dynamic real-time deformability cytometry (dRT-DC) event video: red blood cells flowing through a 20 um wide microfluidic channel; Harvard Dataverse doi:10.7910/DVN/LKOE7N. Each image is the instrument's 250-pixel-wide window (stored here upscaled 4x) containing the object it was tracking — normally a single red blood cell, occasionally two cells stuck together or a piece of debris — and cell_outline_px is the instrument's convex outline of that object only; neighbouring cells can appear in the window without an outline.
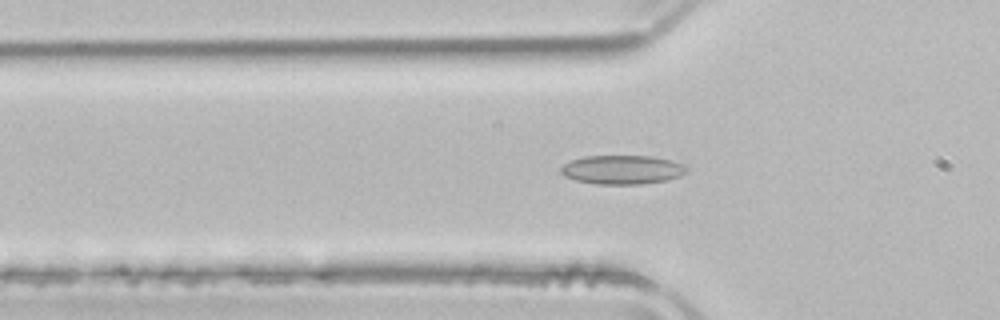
{"species": "common noctule bat (a hibernating species)", "species_latin": "Nyctalus noctula", "temperature_condition": "room temperature", "stored_images_in_passage": 50, "camera_frame_rate_fps": 3000, "um_per_image_px": 0.085, "animal": {"sex": "male", "body_mass_g": 21.5, "forearm_length_mm": 52.0}, "frame": {"image": 1, "passage_image": 16, "time_ms": 5.0, "image_size_px": [1000, 320], "cell_outline_px": [[688, 172], [680, 176], [664, 180], [640, 184], [596, 184], [576, 180], [564, 176], [560, 172], [560, 168], [564, 164], [572, 160], [584, 156], [652, 156], [672, 160], [684, 164], [688, 168]], "centroid_in_image_um": [52.9, 14.42], "position_along_channel_um": 72.9, "area_um2": 21.27}}
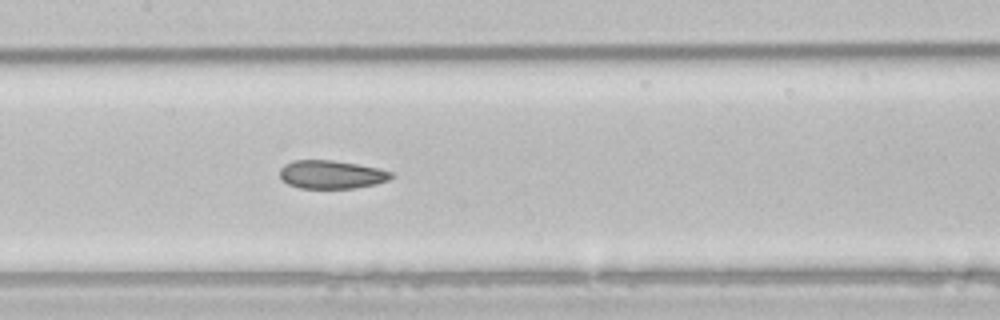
{"frame": {"image": 2, "passage_image": 24, "time_ms": 7.667, "image_size_px": [1000, 320], "cell_outline_px": [[396, 176], [388, 180], [376, 184], [356, 188], [300, 188], [288, 184], [280, 176], [280, 168], [284, 164], [292, 160], [332, 160], [356, 164], [376, 168], [392, 172]], "centroid_in_image_um": [28.18, 14.83], "position_along_channel_um": 179.2, "area_um2": 18.38}}
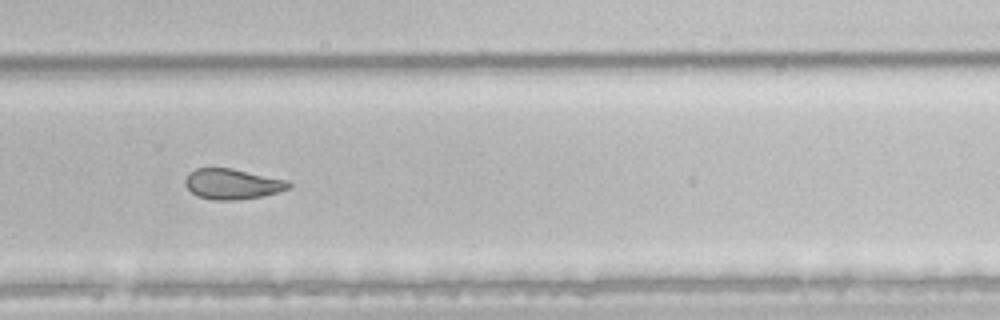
{"frame": {"image": 3, "passage_image": 34, "time_ms": 11.0, "image_size_px": [1000, 320], "cell_outline_px": [[292, 184], [288, 188], [280, 192], [264, 196], [236, 200], [212, 200], [200, 196], [192, 192], [184, 184], [184, 180], [188, 172], [196, 168], [232, 168], [288, 180]], "centroid_in_image_um": [19.76, 15.63], "position_along_channel_um": 310.0, "area_um2": 18.5}}